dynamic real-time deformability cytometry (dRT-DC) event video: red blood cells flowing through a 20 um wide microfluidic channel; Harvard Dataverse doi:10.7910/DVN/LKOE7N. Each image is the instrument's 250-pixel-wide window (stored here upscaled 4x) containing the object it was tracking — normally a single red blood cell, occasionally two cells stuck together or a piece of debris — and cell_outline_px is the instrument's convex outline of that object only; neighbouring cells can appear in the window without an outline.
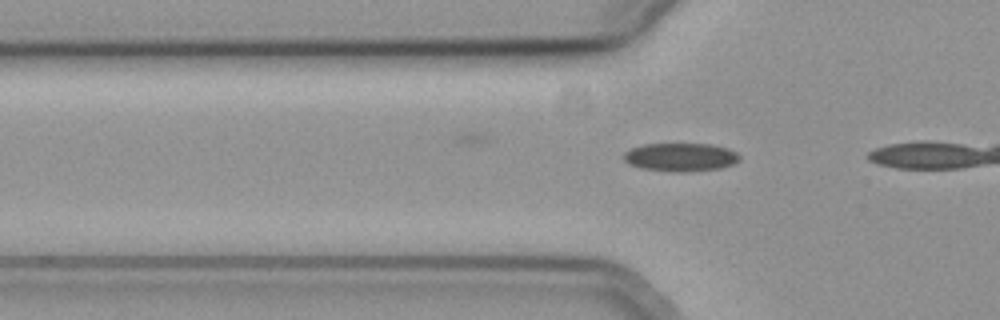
{"species": "common noctule bat (a hibernating species)", "species_latin": "Nyctalus noctula", "temperature_condition": "cold", "stored_images_in_passage": 14, "camera_frame_rate_fps": 3000, "um_per_image_px": 0.085, "animal": {"sex": "female", "body_mass_g": 19.3, "forearm_length_mm": 54.1}, "frame": {"image": 1, "passage_image": 13, "time_ms": 4.0, "image_size_px": [1000, 320], "cell_outline_px": [[740, 160], [732, 164], [720, 168], [684, 172], [672, 172], [640, 168], [628, 164], [624, 160], [624, 152], [632, 148], [644, 144], [712, 144], [728, 148], [736, 152], [740, 156]], "centroid_in_image_um": [57.84, 13.36], "position_along_channel_um": 68.0, "area_um2": 19.19}}